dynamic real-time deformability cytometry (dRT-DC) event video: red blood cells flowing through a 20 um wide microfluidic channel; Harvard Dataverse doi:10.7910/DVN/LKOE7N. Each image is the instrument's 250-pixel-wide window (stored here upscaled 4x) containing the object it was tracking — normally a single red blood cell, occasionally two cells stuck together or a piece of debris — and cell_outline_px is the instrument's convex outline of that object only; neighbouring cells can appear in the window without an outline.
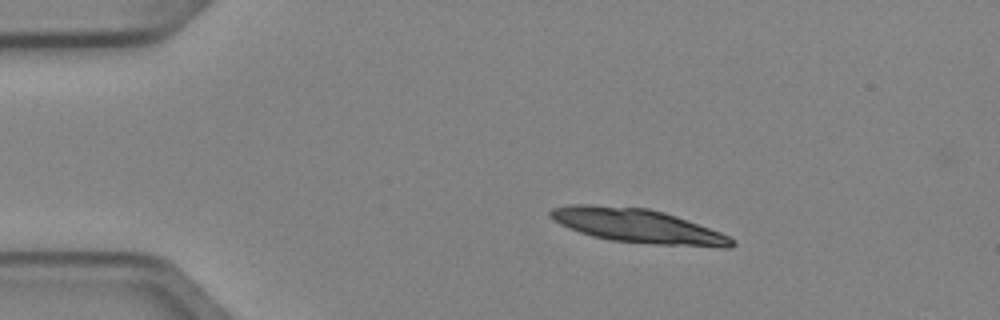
{"species": "Egyptian fruit bat (a non-hibernating species)", "species_latin": "Rousettus aegyptiacus", "temperature_condition": "cold", "stored_images_in_passage": 3, "camera_frame_rate_fps": 3000, "um_per_image_px": 0.085, "animal": {"sex": "female"}, "frame": {"image": 1, "passage_image": 1, "time_ms": 0.0, "image_size_px": [1000, 320], "cell_outline_px": [[736, 244], [732, 248], [720, 248], [660, 244], [612, 240], [592, 236], [568, 228], [552, 220], [548, 216], [548, 212], [552, 208], [568, 204], [592, 204], [648, 208], [664, 212], [676, 216], [720, 232], [736, 240]], "centroid_in_image_um": [54.19, 19.19], "position_along_channel_um": 30.8, "area_um2": 36.07}}